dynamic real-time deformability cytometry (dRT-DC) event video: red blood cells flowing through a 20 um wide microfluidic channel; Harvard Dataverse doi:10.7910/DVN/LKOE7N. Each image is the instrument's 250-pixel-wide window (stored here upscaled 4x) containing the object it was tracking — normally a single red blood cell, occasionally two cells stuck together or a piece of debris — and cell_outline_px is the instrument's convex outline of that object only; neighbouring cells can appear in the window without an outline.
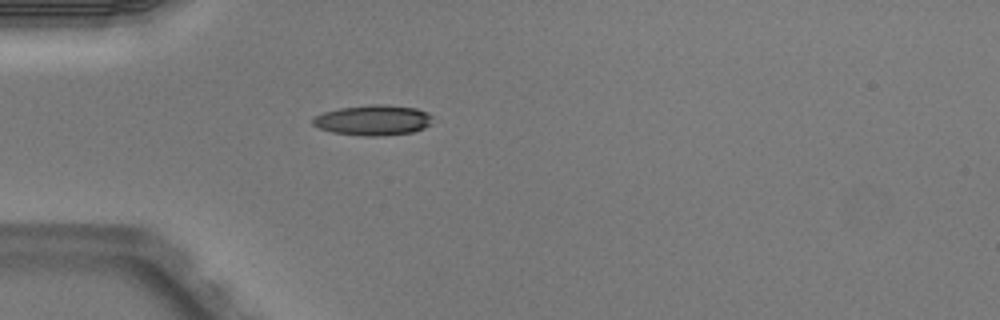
{"species": "Egyptian fruit bat (a non-hibernating species)", "species_latin": "Rousettus aegyptiacus", "temperature_condition": "warm", "stored_images_in_passage": 5, "camera_frame_rate_fps": 3000, "um_per_image_px": 0.085, "animal": {"sex": "male"}, "frame": {"image": 1, "passage_image": 5, "time_ms": 1.333, "image_size_px": [1000, 320], "cell_outline_px": [[432, 124], [424, 128], [412, 132], [384, 136], [364, 136], [332, 132], [320, 128], [312, 124], [312, 120], [316, 116], [324, 112], [340, 108], [372, 104], [384, 104], [416, 108], [428, 112], [432, 116]], "centroid_in_image_um": [31.76, 10.21], "position_along_channel_um": 53.2, "area_um2": 21.27}}